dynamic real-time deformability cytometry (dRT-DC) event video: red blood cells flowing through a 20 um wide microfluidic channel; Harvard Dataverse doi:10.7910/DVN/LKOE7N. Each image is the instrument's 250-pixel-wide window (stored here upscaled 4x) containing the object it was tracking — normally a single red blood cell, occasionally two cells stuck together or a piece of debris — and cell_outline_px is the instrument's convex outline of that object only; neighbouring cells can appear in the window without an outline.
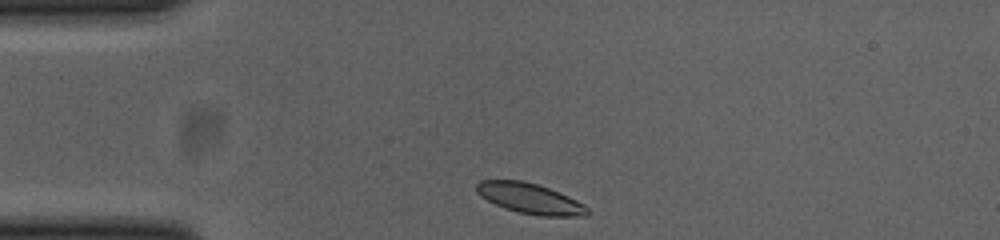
{"species": "common noctule bat (a hibernating species)", "species_latin": "Nyctalus noctula", "temperature_condition": "cold", "stored_images_in_passage": 32, "camera_frame_rate_fps": 3000, "um_per_image_px": 0.085, "animal": {"sex": "female", "body_mass_g": 23.0, "forearm_length_mm": 53.4}, "frame": {"image": 1, "passage_image": 1, "time_ms": 0.0, "image_size_px": [1000, 240], "cell_outline_px": [[588, 216], [540, 216], [516, 212], [504, 208], [480, 196], [476, 192], [476, 184], [480, 180], [524, 180], [548, 188], [568, 196], [584, 204], [588, 208]], "centroid_in_image_um": [45.03, 16.87], "position_along_channel_um": 40.0, "area_um2": 19.65}}
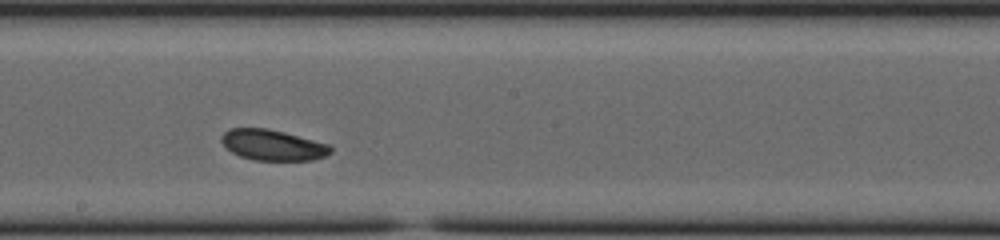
{"frame": {"image": 2, "passage_image": 18, "time_ms": 5.667, "image_size_px": [1000, 240], "cell_outline_px": [[332, 152], [324, 156], [312, 160], [252, 160], [240, 156], [232, 152], [220, 140], [220, 136], [228, 128], [268, 128], [284, 132], [328, 144], [332, 148]], "centroid_in_image_um": [23.15, 12.32], "position_along_channel_um": 225.0, "area_um2": 19.48}}
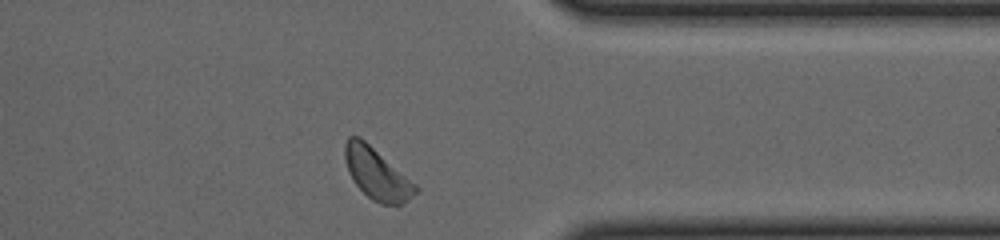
{"frame": {"image": 3, "passage_image": 31, "time_ms": 10.0, "image_size_px": [1000, 240], "cell_outline_px": [[420, 188], [408, 200], [400, 204], [380, 204], [372, 200], [352, 180], [348, 172], [344, 156], [344, 144], [348, 136], [360, 136], [416, 184]], "centroid_in_image_um": [32.01, 14.75], "position_along_channel_um": 379.4, "area_um2": 20.98}, "authors_computed_cell_mechanics": {"area_um2": 19.8832, "velocity_mm_per_s": 3.7818, "shape_relaxation_time_tau1_ms": 2.0211, "shape_relaxation_time_tau2_ms": 2.2846, "deformation_change_tau1": 0.0684, "deformation_change_tau2": 0.0548}}